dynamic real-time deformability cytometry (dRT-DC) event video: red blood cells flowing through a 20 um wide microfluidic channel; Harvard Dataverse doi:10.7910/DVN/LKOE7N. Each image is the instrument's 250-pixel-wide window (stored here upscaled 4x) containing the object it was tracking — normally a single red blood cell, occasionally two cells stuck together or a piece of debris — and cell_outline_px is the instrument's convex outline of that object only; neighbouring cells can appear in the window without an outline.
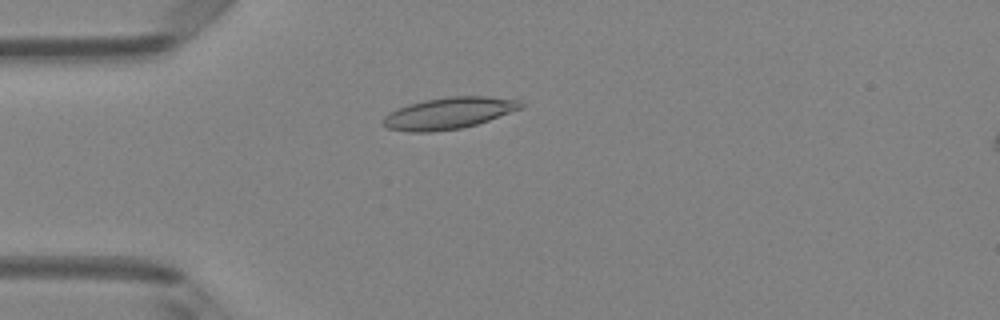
{"species": "Egyptian fruit bat (a non-hibernating species)", "species_latin": "Rousettus aegyptiacus", "temperature_condition": "room temperature", "stored_images_in_passage": 4, "camera_frame_rate_fps": 3000, "um_per_image_px": 0.085, "animal": {"sex": "female"}, "frame": {"image": 1, "passage_image": 3, "time_ms": 0.667, "image_size_px": [1000, 320], "cell_outline_px": [[524, 108], [476, 124], [460, 128], [432, 132], [408, 132], [388, 128], [380, 124], [384, 116], [388, 112], [408, 104], [424, 100], [448, 96], [488, 96], [520, 100], [524, 104]], "centroid_in_image_um": [38.13, 9.61], "position_along_channel_um": 46.9, "area_um2": 25.55}}